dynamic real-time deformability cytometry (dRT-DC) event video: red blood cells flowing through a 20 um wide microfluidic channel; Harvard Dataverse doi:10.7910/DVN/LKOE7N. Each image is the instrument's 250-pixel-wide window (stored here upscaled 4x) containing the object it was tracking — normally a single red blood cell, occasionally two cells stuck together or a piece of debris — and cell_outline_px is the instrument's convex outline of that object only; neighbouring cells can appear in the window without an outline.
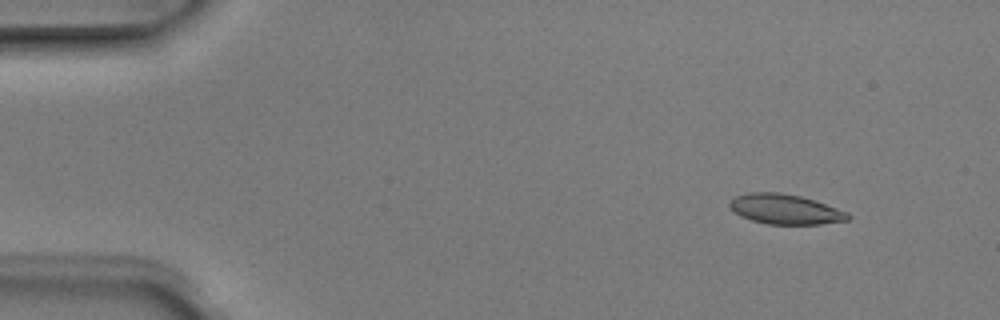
{"species": "Egyptian fruit bat (a non-hibernating species)", "species_latin": "Rousettus aegyptiacus", "temperature_condition": "room temperature", "stored_images_in_passage": 7, "camera_frame_rate_fps": 3000, "um_per_image_px": 0.085, "animal": {"sex": "male"}, "frame": {"image": 1, "passage_image": 2, "time_ms": 0.333, "image_size_px": [1000, 320], "cell_outline_px": [[852, 216], [848, 220], [820, 224], [768, 224], [752, 220], [740, 216], [728, 204], [736, 196], [748, 192], [780, 192], [800, 196], [816, 200], [848, 212]], "centroid_in_image_um": [66.78, 17.78], "position_along_channel_um": 18.2, "area_um2": 20.63}}
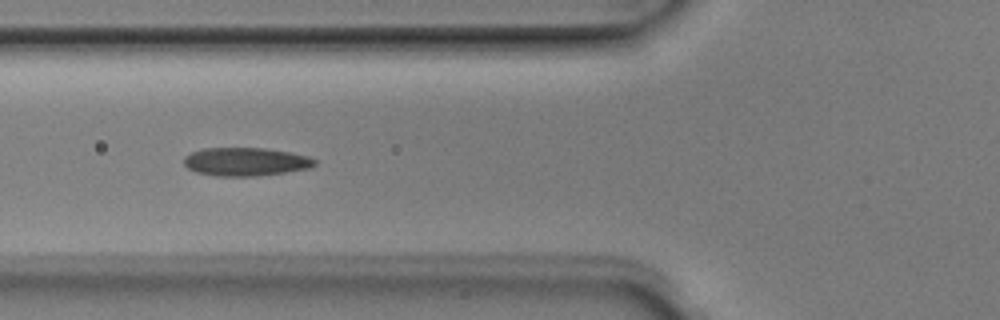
{"frame": {"image": 2, "passage_image": 6, "time_ms": 1.667, "image_size_px": [1000, 320], "cell_outline_px": [[316, 164], [312, 168], [260, 176], [216, 176], [196, 172], [188, 168], [184, 164], [184, 156], [192, 152], [204, 148], [264, 148], [292, 152], [308, 156], [316, 160]], "centroid_in_image_um": [20.91, 13.75], "position_along_channel_um": 104.9, "area_um2": 21.79}}
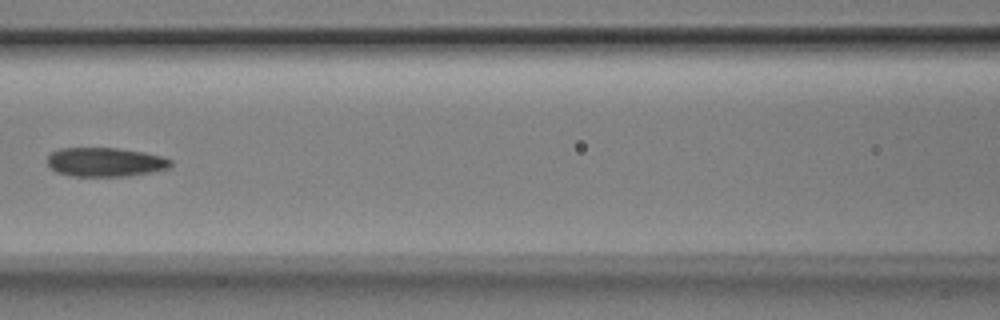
{"frame": {"image": 3, "passage_image": 7, "time_ms": 2.0, "image_size_px": [1000, 320], "cell_outline_px": [[172, 164], [168, 168], [152, 172], [128, 176], [72, 176], [56, 172], [48, 164], [48, 156], [52, 152], [60, 148], [120, 148], [144, 152], [160, 156], [172, 160]], "centroid_in_image_um": [8.96, 13.77], "position_along_channel_um": 157.6, "area_um2": 20.87}}